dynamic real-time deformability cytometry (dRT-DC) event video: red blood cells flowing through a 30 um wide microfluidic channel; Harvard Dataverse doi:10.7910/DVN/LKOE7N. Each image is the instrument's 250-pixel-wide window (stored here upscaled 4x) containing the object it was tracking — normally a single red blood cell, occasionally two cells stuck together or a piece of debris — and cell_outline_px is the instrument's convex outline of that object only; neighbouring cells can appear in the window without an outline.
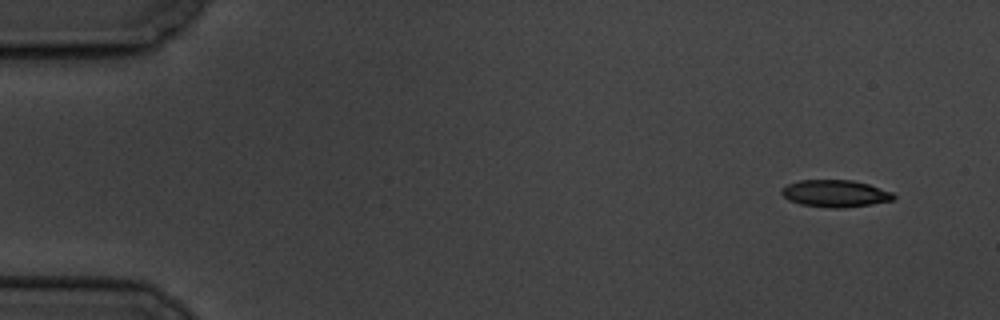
{"species": "common noctule bat (a hibernating species)", "species_latin": "Nyctalus noctula", "temperature_condition": "cold", "stored_images_in_passage": 6, "segment_of_instrument_passage": [2, 2], "camera_frame_rate_fps": 3000, "um_per_image_px": 0.085, "animal": {"sex": "male", "body_mass_g": 19.5, "forearm_length_mm": 54.6}, "frame": {"image": 1, "passage_image": 6, "time_ms": 6.667, "image_size_px": [1000, 320], "cell_outline_px": [[896, 196], [892, 200], [872, 204], [840, 208], [832, 208], [800, 204], [788, 200], [780, 192], [780, 188], [788, 184], [800, 180], [852, 180], [868, 184], [892, 192]], "centroid_in_image_um": [70.96, 16.44], "position_along_channel_um": 14.0, "area_um2": 17.63}}